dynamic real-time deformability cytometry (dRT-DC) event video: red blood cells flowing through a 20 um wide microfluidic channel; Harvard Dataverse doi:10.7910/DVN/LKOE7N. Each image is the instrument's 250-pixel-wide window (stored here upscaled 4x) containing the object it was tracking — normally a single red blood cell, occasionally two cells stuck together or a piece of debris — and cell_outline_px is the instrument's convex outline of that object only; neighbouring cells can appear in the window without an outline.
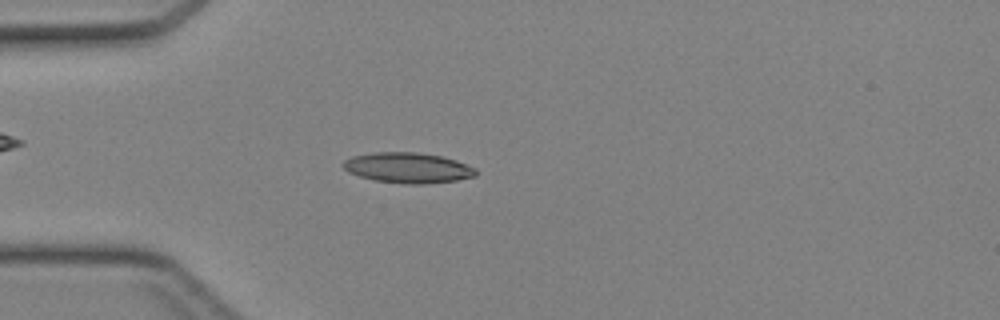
{"species": "Egyptian fruit bat (a non-hibernating species)", "species_latin": "Rousettus aegyptiacus", "temperature_condition": "cold", "stored_images_in_passage": 44, "camera_frame_rate_fps": 3000, "um_per_image_px": 0.085, "animal": {"sex": "female"}, "frame": {"image": 1, "passage_image": 12, "time_ms": 3.667, "image_size_px": [1000, 320], "cell_outline_px": [[476, 176], [456, 180], [424, 184], [408, 184], [376, 180], [360, 176], [348, 172], [340, 164], [344, 160], [352, 156], [372, 152], [416, 152], [444, 156], [456, 160], [476, 168]], "centroid_in_image_um": [34.66, 14.25], "position_along_channel_um": 50.3, "area_um2": 23.58}}
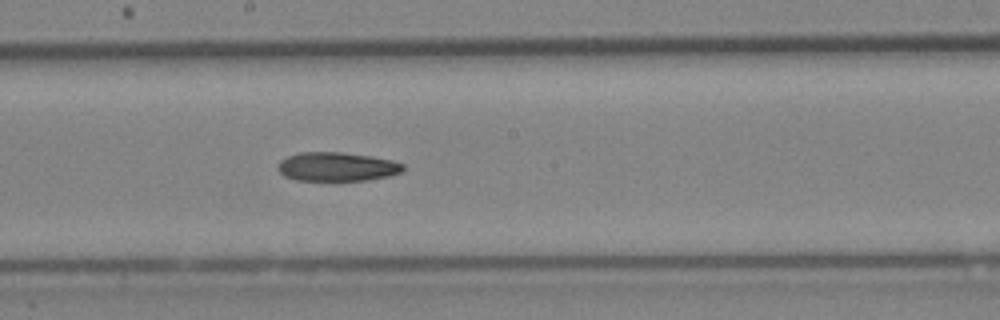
{"frame": {"image": 2, "passage_image": 24, "time_ms": 7.667, "image_size_px": [1000, 320], "cell_outline_px": [[404, 168], [400, 172], [388, 176], [368, 180], [296, 180], [284, 176], [280, 172], [280, 160], [288, 156], [300, 152], [340, 152], [368, 156], [392, 160], [404, 164]], "centroid_in_image_um": [28.65, 14.17], "position_along_channel_um": 219.6, "area_um2": 20.81}}
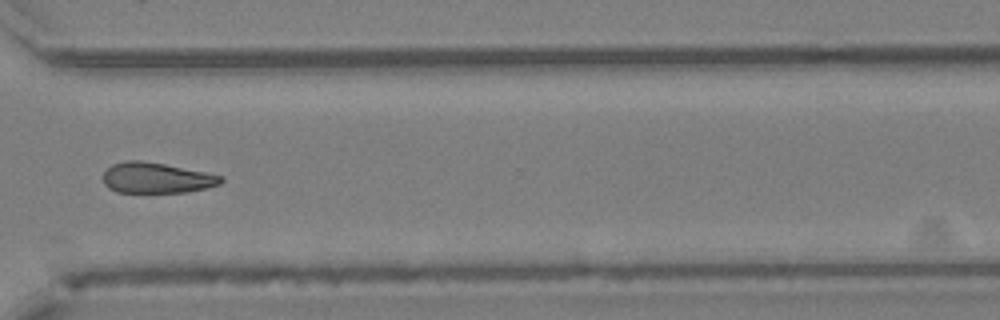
{"frame": {"image": 3, "passage_image": 33, "time_ms": 10.667, "image_size_px": [1000, 320], "cell_outline_px": [[224, 180], [220, 184], [208, 188], [184, 192], [116, 192], [108, 188], [104, 184], [104, 172], [112, 164], [124, 160], [140, 160], [164, 164], [224, 176]], "centroid_in_image_um": [13.3, 15.12], "position_along_channel_um": 357.3, "area_um2": 20.98}}